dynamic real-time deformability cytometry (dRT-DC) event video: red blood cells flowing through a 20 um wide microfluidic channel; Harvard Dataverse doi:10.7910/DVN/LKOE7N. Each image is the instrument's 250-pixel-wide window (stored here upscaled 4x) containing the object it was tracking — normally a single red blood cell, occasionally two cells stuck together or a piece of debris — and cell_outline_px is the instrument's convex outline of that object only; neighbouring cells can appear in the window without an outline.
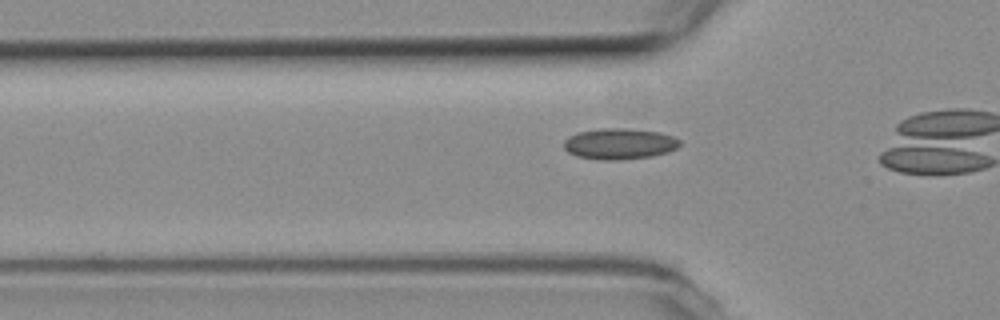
{"species": "common noctule bat (a hibernating species)", "species_latin": "Nyctalus noctula", "temperature_condition": "room temperature", "stored_images_in_passage": 19, "camera_frame_rate_fps": 3000, "um_per_image_px": 0.085, "animal": {"sex": "female", "body_mass_g": 19.3, "forearm_length_mm": 54.1}, "frame": {"image": 1, "passage_image": 14, "time_ms": 4.333, "image_size_px": [1000, 320], "cell_outline_px": [[680, 144], [676, 148], [668, 152], [652, 156], [620, 160], [600, 160], [576, 156], [568, 152], [564, 148], [564, 140], [568, 136], [576, 132], [600, 128], [624, 128], [660, 132], [672, 136], [680, 140]], "centroid_in_image_um": [52.62, 12.22], "position_along_channel_um": 73.2, "area_um2": 21.1}}